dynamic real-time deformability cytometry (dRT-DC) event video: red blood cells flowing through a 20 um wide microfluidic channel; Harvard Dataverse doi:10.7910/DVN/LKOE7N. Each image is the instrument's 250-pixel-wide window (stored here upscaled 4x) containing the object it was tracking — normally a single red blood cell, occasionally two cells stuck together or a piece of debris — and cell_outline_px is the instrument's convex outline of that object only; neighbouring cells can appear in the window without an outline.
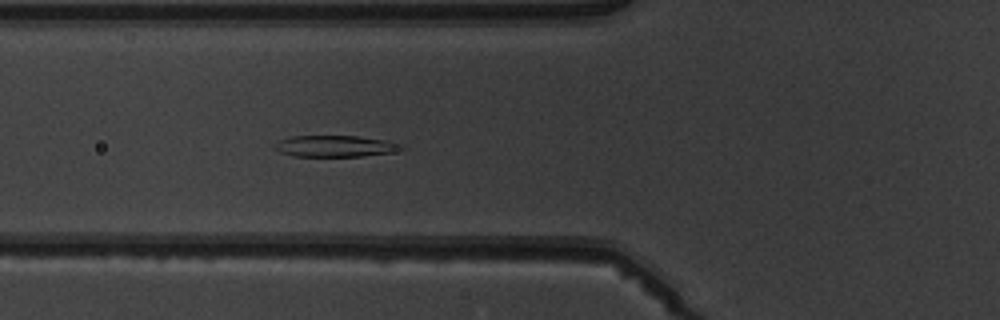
{"species": "common noctule bat (a hibernating species)", "species_latin": "Nyctalus noctula", "temperature_condition": "warm", "stored_images_in_passage": 5, "camera_frame_rate_fps": 3000, "um_per_image_px": 0.085, "animal": {"sex": "male", "body_mass_g": 19.5, "forearm_length_mm": 54.6}, "frame": {"image": 1, "passage_image": 5, "time_ms": 4.333, "image_size_px": [1000, 320], "cell_outline_px": [[404, 148], [392, 152], [364, 156], [296, 156], [280, 152], [276, 148], [276, 144], [280, 140], [292, 136], [356, 136], [384, 140], [404, 144]], "centroid_in_image_um": [28.54, 12.42], "position_along_channel_um": 97.3, "area_um2": 15.55}}